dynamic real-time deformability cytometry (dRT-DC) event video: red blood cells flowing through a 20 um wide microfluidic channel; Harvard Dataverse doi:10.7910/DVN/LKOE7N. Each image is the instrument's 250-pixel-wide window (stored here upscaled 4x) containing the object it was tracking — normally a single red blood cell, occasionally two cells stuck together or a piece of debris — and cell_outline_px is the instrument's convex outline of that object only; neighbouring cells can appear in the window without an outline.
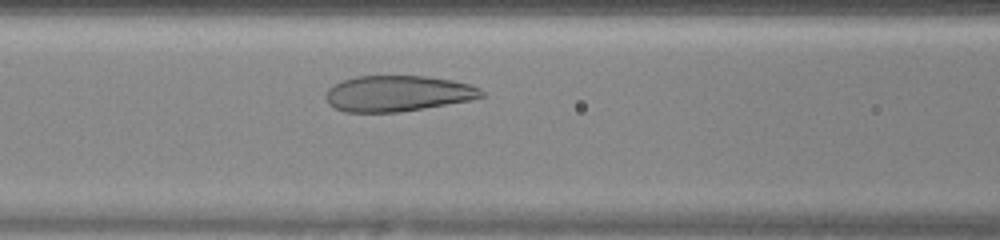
{"species": "human", "species_latin": "Homo sapiens", "temperature_condition": "warm", "stored_images_in_passage": 30, "camera_frame_rate_fps": 3000, "um_per_image_px": 0.085, "donor": {"sex": "female"}, "frame": {"image": 1, "passage_image": 11, "time_ms": 3.333, "image_size_px": [1000, 240], "cell_outline_px": [[484, 96], [472, 100], [400, 112], [344, 112], [328, 104], [324, 96], [328, 88], [344, 80], [356, 76], [424, 76], [452, 80], [468, 84], [480, 88], [484, 92]], "centroid_in_image_um": [33.8, 7.95], "position_along_channel_um": 132.8, "area_um2": 32.54}}
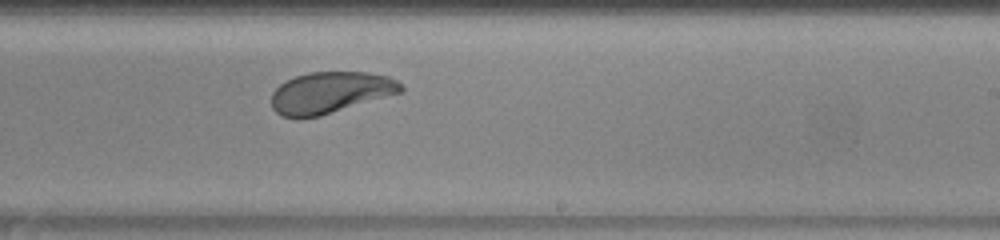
{"frame": {"image": 2, "passage_image": 20, "time_ms": 6.333, "image_size_px": [1000, 240], "cell_outline_px": [[404, 92], [320, 116], [284, 116], [276, 112], [272, 108], [272, 92], [280, 84], [296, 76], [308, 72], [368, 72], [388, 76], [396, 80], [404, 88]], "centroid_in_image_um": [28.12, 7.85], "position_along_channel_um": 260.9, "area_um2": 31.04}}
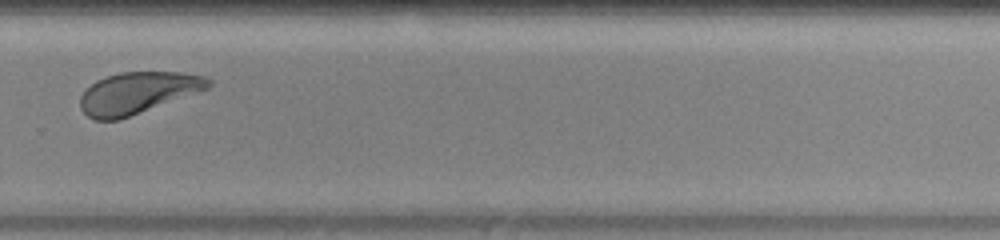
{"frame": {"image": 3, "passage_image": 24, "time_ms": 7.667, "image_size_px": [1000, 240], "cell_outline_px": [[212, 84], [208, 88], [120, 120], [96, 120], [88, 116], [80, 108], [80, 96], [96, 80], [120, 72], [184, 72], [204, 76], [212, 80]], "centroid_in_image_um": [11.7, 7.89], "position_along_channel_um": 318.1, "area_um2": 30.87}, "authors_computed_cell_mechanics": {"area_um2": 32.5703, "velocity_mm_per_s": 4.2831, "shape_relaxation_time_tau1_ms": 3.7793, "shape_relaxation_time_tau2_ms": 0.8448, "deformation_change_tau1": 0.1413, "deformation_change_tau2": 0.0748}}